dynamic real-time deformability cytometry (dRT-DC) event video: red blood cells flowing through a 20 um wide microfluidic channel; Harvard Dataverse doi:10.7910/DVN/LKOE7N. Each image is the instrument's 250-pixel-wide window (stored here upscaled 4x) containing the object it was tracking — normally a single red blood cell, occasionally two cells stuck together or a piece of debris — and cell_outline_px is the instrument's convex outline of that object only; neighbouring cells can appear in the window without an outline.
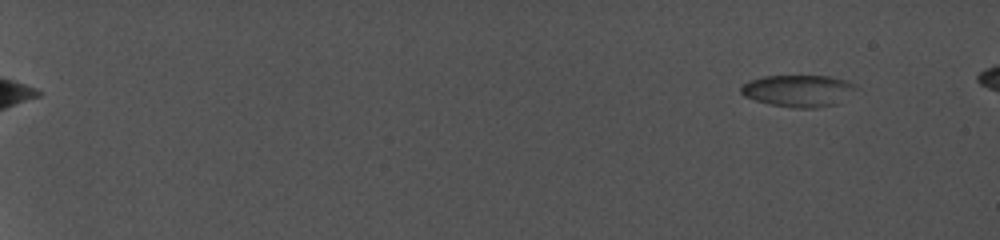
{"species": "common noctule bat (a hibernating species)", "species_latin": "Nyctalus noctula", "temperature_condition": "cold", "stored_images_in_passage": 15, "camera_frame_rate_fps": 5000, "um_per_image_px": 0.085, "animal": {"sex": "female", "body_mass_g": 19.0, "forearm_length_mm": 56.7}, "frame": {"image": 1, "passage_image": 1, "time_ms": 0.0, "image_size_px": [1000, 240], "cell_outline_px": [[856, 88], [836, 104], [816, 108], [796, 108], [768, 104], [744, 96], [740, 92], [740, 88], [748, 80], [764, 76], [828, 76], [844, 80], [856, 84]], "centroid_in_image_um": [67.81, 7.71], "position_along_channel_um": 17.2, "area_um2": 21.15}}